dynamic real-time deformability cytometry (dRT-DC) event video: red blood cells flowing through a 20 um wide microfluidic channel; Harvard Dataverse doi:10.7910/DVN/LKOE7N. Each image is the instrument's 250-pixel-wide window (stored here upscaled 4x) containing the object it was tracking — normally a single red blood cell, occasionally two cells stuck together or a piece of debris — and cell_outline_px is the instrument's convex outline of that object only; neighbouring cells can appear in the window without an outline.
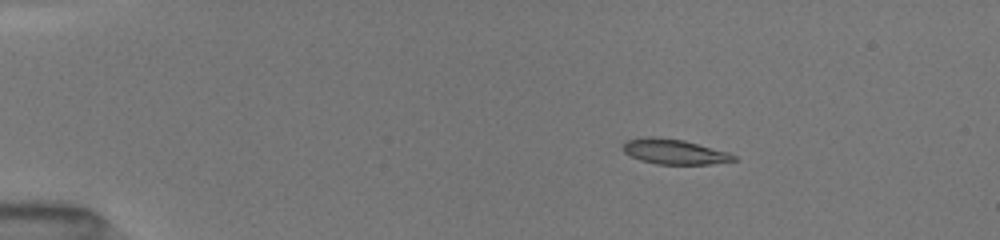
{"species": "common noctule bat (a hibernating species)", "species_latin": "Nyctalus noctula", "temperature_condition": "room temperature", "stored_images_in_passage": 9, "camera_frame_rate_fps": 3000, "um_per_image_px": 0.085, "animal": {"sex": "female", "body_mass_g": 19.5, "forearm_length_mm": 54.1}, "frame": {"image": 1, "passage_image": 3, "time_ms": 2.333, "image_size_px": [1000, 240], "cell_outline_px": [[736, 160], [712, 164], [656, 164], [640, 160], [624, 152], [620, 148], [628, 140], [648, 136], [652, 136], [684, 140], [728, 152], [736, 156]], "centroid_in_image_um": [57.3, 12.89], "position_along_channel_um": 27.7, "area_um2": 16.13}}
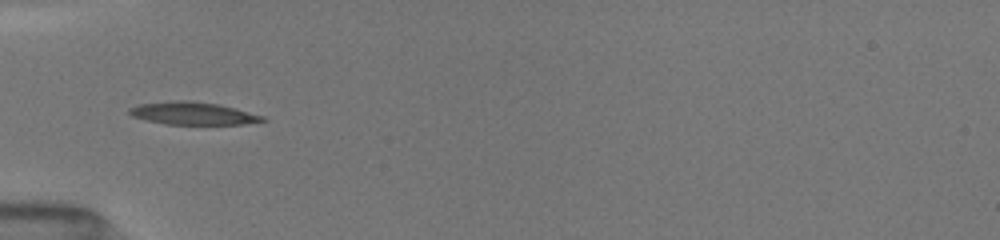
{"frame": {"image": 2, "passage_image": 7, "time_ms": 5.333, "image_size_px": [1000, 240], "cell_outline_px": [[268, 120], [244, 124], [164, 124], [132, 116], [128, 112], [128, 108], [140, 104], [176, 100], [192, 100], [216, 104], [236, 108], [264, 116]], "centroid_in_image_um": [16.41, 9.63], "position_along_channel_um": 68.6, "area_um2": 17.51}}
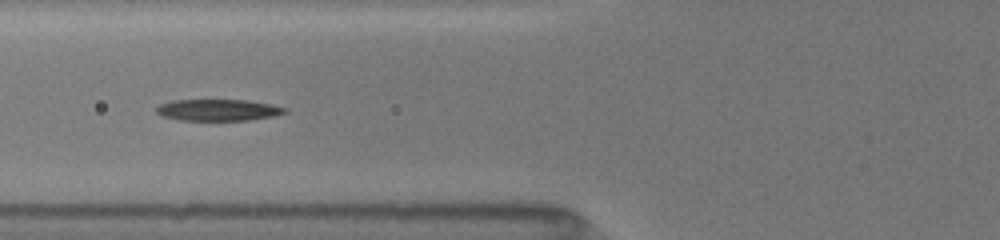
{"frame": {"image": 3, "passage_image": 8, "time_ms": 6.333, "image_size_px": [1000, 240], "cell_outline_px": [[288, 112], [272, 116], [248, 120], [180, 120], [164, 116], [156, 112], [156, 108], [160, 104], [172, 100], [248, 100], [272, 104], [288, 108]], "centroid_in_image_um": [18.57, 9.34], "position_along_channel_um": 107.2, "area_um2": 16.07}}